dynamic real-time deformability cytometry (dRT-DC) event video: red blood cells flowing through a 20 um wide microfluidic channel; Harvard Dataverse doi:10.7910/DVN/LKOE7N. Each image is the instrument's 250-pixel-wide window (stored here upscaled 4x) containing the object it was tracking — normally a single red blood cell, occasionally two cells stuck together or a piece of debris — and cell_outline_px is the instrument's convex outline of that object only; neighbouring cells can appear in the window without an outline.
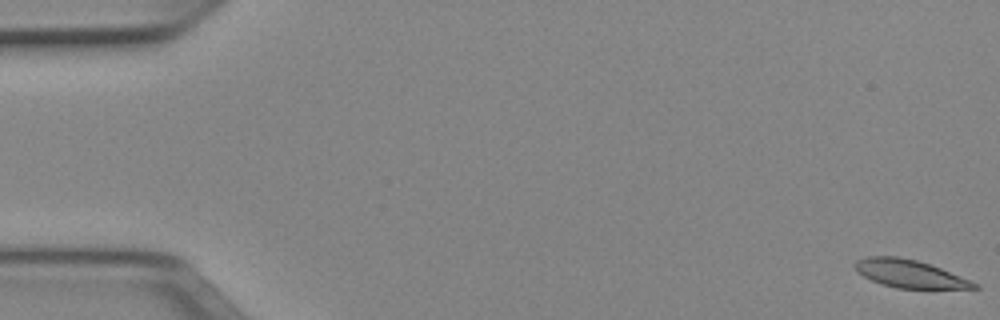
{"species": "Egyptian fruit bat (a non-hibernating species)", "species_latin": "Rousettus aegyptiacus", "temperature_condition": "cold", "stored_images_in_passage": 52, "camera_frame_rate_fps": 3000, "um_per_image_px": 0.085, "animal": {"sex": "female"}, "frame": {"image": 1, "passage_image": 1, "time_ms": 0.0, "image_size_px": [1000, 320], "cell_outline_px": [[980, 288], [896, 288], [872, 280], [856, 272], [852, 264], [856, 260], [868, 256], [896, 256], [916, 260], [940, 268], [980, 284]], "centroid_in_image_um": [77.27, 23.26], "position_along_channel_um": 7.7, "area_um2": 19.13}}
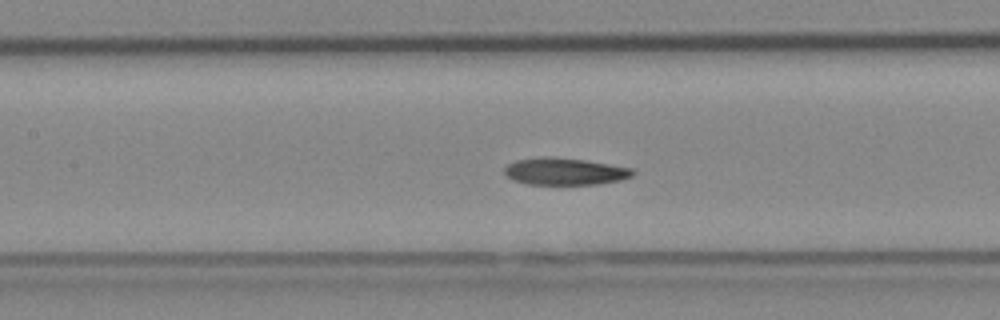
{"frame": {"image": 2, "passage_image": 24, "time_ms": 7.667, "image_size_px": [1000, 320], "cell_outline_px": [[636, 172], [632, 176], [620, 180], [596, 184], [528, 184], [512, 180], [504, 176], [504, 168], [508, 164], [516, 160], [544, 156], [556, 156], [584, 160], [632, 168]], "centroid_in_image_um": [47.96, 14.56], "position_along_channel_um": 159.4, "area_um2": 20.35}}
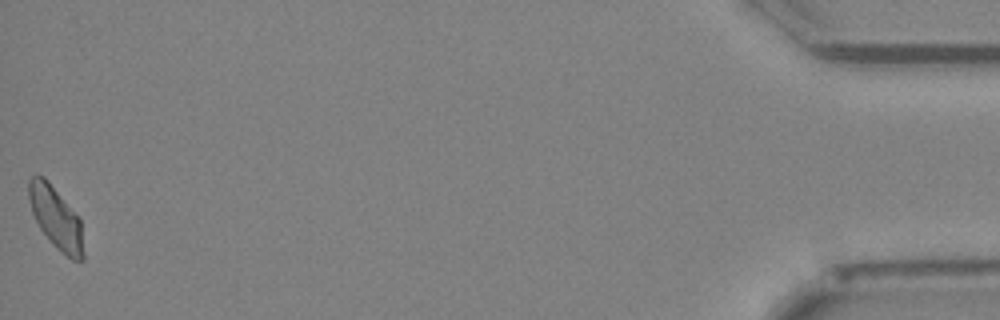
{"frame": {"image": 3, "passage_image": 52, "time_ms": 17.0, "image_size_px": [1000, 320], "cell_outline_px": [[84, 260], [72, 260], [56, 248], [40, 228], [32, 212], [28, 196], [28, 180], [32, 176], [44, 176], [48, 180], [80, 220], [84, 252]], "centroid_in_image_um": [4.74, 18.53], "position_along_channel_um": 430.5, "area_um2": 19.42}, "authors_computed_cell_mechanics": {"area_um2": 20.3167, "velocity_mm_per_s": 3.9358, "shape_relaxation_time_tau1_ms": 5.7339, "shape_relaxation_time_tau2_ms": 3.6985, "deformation_change_tau1": 0.154, "deformation_change_tau2": 0.1009}}